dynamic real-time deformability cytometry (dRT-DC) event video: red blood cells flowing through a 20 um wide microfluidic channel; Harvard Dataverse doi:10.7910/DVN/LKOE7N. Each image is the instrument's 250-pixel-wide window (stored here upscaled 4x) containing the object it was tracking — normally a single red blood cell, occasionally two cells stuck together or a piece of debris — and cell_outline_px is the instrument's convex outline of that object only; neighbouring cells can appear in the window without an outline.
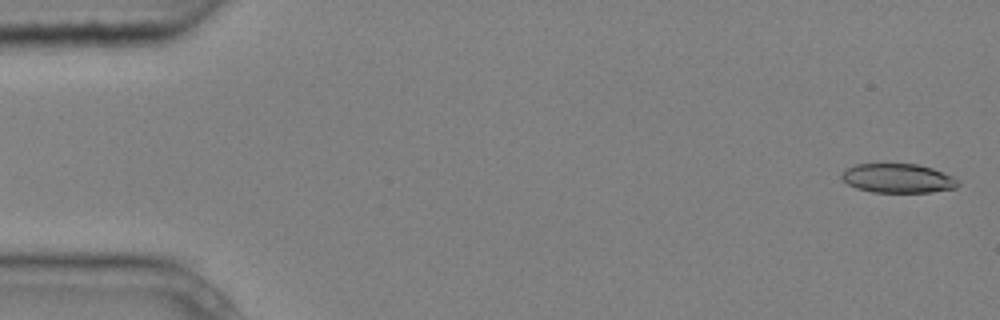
{"species": "common noctule bat (a hibernating species)", "species_latin": "Nyctalus noctula", "temperature_condition": "cold", "stored_images_in_passage": 5, "segment_of_instrument_passage": [2, 2], "camera_frame_rate_fps": 3000, "um_per_image_px": 0.085, "animal": {"sex": "male", "body_mass_g": 20.4}, "frame": {"image": 1, "passage_image": 5, "time_ms": 1.333, "image_size_px": [1000, 320], "cell_outline_px": [[960, 184], [956, 188], [932, 192], [872, 192], [856, 188], [848, 184], [840, 176], [848, 168], [856, 164], [916, 164], [932, 168], [952, 176], [960, 180]], "centroid_in_image_um": [76.36, 15.16], "position_along_channel_um": 8.6, "area_um2": 19.71}}